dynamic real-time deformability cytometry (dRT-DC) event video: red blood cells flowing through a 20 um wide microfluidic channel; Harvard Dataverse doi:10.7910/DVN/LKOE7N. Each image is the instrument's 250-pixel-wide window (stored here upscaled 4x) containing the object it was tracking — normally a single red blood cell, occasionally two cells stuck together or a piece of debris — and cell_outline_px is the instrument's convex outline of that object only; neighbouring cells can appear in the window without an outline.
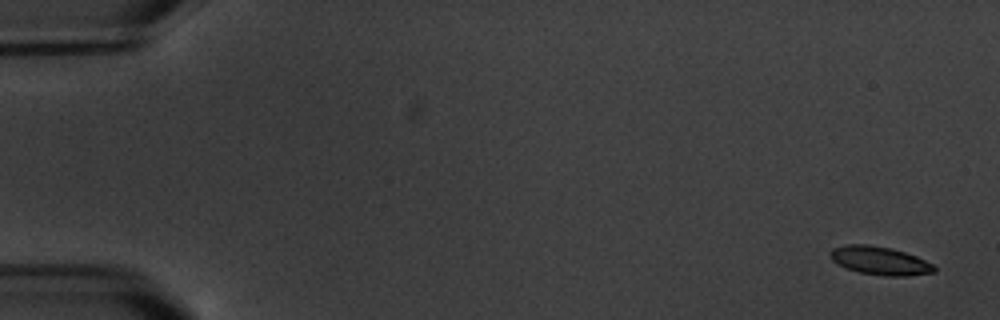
{"species": "common noctule bat (a hibernating species)", "species_latin": "Nyctalus noctula", "temperature_condition": "warm", "stored_images_in_passage": 4, "camera_frame_rate_fps": 3000, "um_per_image_px": 0.085, "animal": {"sex": "male", "body_mass_g": 20.1, "forearm_length_mm": 53.5}, "frame": {"image": 1, "passage_image": 1, "time_ms": 0.0, "image_size_px": [1000, 320], "cell_outline_px": [[936, 272], [908, 276], [884, 276], [860, 272], [836, 264], [828, 256], [828, 252], [832, 248], [848, 244], [868, 244], [892, 248], [916, 256], [932, 264], [936, 268]], "centroid_in_image_um": [74.76, 22.15], "position_along_channel_um": 10.2, "area_um2": 17.28}}